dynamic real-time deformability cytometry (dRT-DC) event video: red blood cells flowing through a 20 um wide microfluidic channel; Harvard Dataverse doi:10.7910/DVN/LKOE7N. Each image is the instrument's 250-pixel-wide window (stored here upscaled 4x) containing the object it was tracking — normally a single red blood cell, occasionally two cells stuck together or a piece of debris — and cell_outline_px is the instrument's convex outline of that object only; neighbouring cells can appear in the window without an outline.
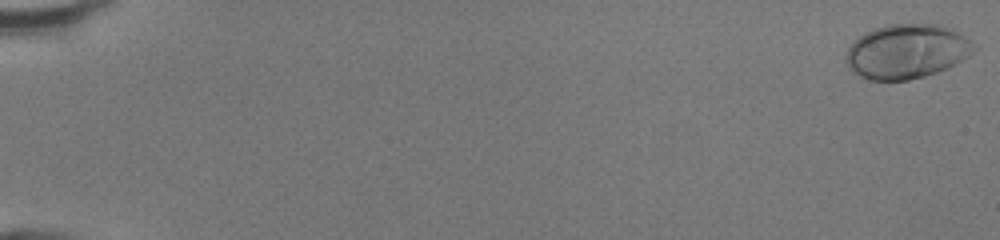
{"species": "human", "species_latin": "Homo sapiens", "temperature_condition": "room temperature", "stored_images_in_passage": 49, "camera_frame_rate_fps": 3000, "um_per_image_px": 0.085, "donor": {"sex": "female"}, "frame": {"image": 1, "passage_image": 1, "time_ms": 0.0, "image_size_px": [1000, 240], "cell_outline_px": [[980, 48], [968, 56], [936, 72], [924, 76], [908, 80], [868, 80], [860, 76], [848, 68], [844, 56], [848, 48], [860, 36], [876, 28], [888, 24], [940, 24], [952, 28], [972, 40]], "centroid_in_image_um": [77.1, 4.36], "position_along_channel_um": 7.9, "area_um2": 40.58}}
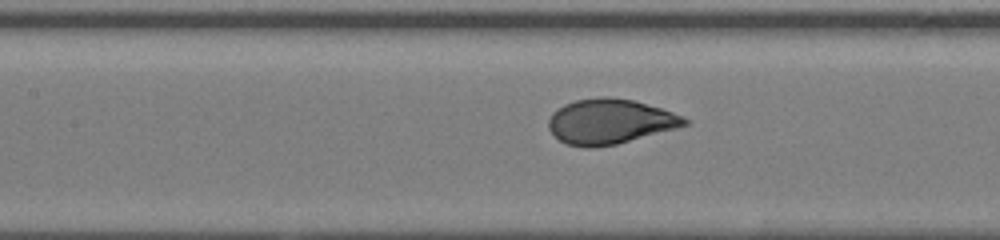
{"frame": {"image": 2, "passage_image": 25, "time_ms": 8.0, "image_size_px": [1000, 240], "cell_outline_px": [[692, 120], [688, 124], [616, 144], [592, 148], [584, 148], [568, 144], [560, 140], [548, 128], [548, 120], [552, 112], [564, 104], [576, 100], [600, 96], [608, 96], [632, 100], [660, 108], [684, 116]], "centroid_in_image_um": [51.82, 10.32], "position_along_channel_um": 155.6, "area_um2": 35.43}}
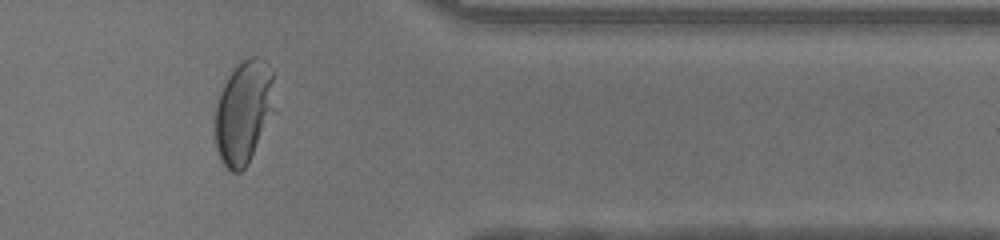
{"frame": {"image": 3, "passage_image": 42, "time_ms": 13.667, "image_size_px": [1000, 240], "cell_outline_px": [[272, 80], [268, 108], [248, 164], [240, 172], [232, 172], [224, 168], [216, 148], [216, 104], [220, 92], [228, 76], [240, 60], [248, 56], [260, 56], [268, 64], [272, 72]], "centroid_in_image_um": [20.59, 9.48], "position_along_channel_um": 390.8, "area_um2": 33.76}, "authors_computed_cell_mechanics": {"area_um2": 36.2406, "velocity_mm_per_s": 4.3335, "shape_relaxation_time_tau1_ms": 2.939, "shape_relaxation_time_tau2_ms": null, "deformation_change_tau1": 0.1862, "deformation_change_tau2": null}}